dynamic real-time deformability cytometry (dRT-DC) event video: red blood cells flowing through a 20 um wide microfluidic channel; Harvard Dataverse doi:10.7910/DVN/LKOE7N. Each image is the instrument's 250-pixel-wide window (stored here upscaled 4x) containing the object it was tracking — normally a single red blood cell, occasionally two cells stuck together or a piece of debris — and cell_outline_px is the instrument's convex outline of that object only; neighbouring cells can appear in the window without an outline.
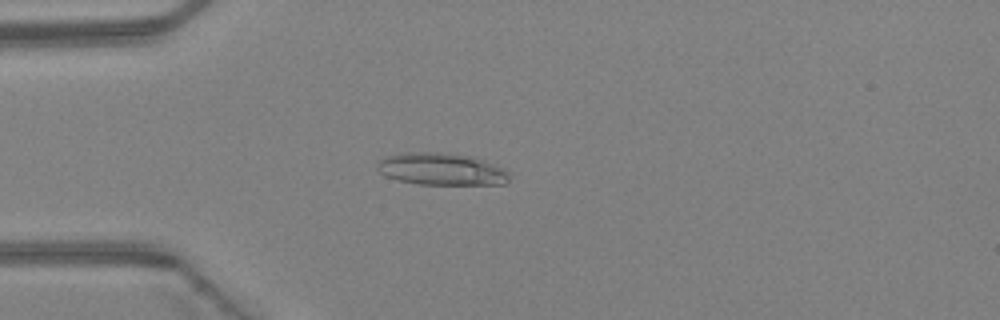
{"species": "Egyptian fruit bat (a non-hibernating species)", "species_latin": "Rousettus aegyptiacus", "temperature_condition": "warm", "stored_images_in_passage": 4, "camera_frame_rate_fps": 3000, "um_per_image_px": 0.085, "animal": {"sex": "female"}, "frame": {"image": 1, "passage_image": 4, "time_ms": 1.0, "image_size_px": [1000, 320], "cell_outline_px": [[508, 180], [504, 184], [420, 184], [400, 180], [388, 176], [380, 172], [376, 168], [376, 164], [384, 156], [400, 152], [436, 152], [472, 156], [484, 160], [504, 168], [508, 172]], "centroid_in_image_um": [37.5, 14.36], "position_along_channel_um": 47.5, "area_um2": 24.68}}